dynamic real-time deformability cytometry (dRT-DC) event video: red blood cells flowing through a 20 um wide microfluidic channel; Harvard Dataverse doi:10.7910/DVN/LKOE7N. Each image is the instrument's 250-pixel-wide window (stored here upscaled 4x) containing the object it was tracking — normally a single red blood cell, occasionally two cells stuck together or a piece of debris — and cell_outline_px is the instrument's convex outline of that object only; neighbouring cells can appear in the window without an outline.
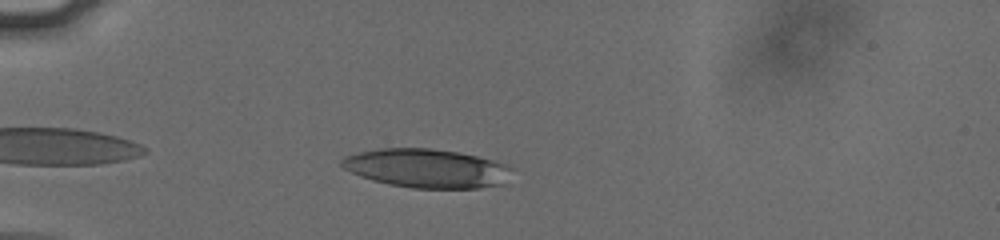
{"species": "human", "species_latin": "Homo sapiens", "temperature_condition": "cold", "stored_images_in_passage": 36, "camera_frame_rate_fps": 3000, "um_per_image_px": 0.085, "donor": {"sex": "male"}, "frame": {"image": 1, "passage_image": 4, "time_ms": 1.0, "image_size_px": [1000, 240], "cell_outline_px": [[516, 168], [504, 184], [480, 188], [412, 188], [388, 184], [372, 180], [360, 176], [344, 168], [340, 164], [340, 160], [344, 156], [360, 152], [380, 148], [432, 148], [460, 152], [508, 164]], "centroid_in_image_um": [36.32, 14.31], "position_along_channel_um": 48.7, "area_um2": 38.9}}
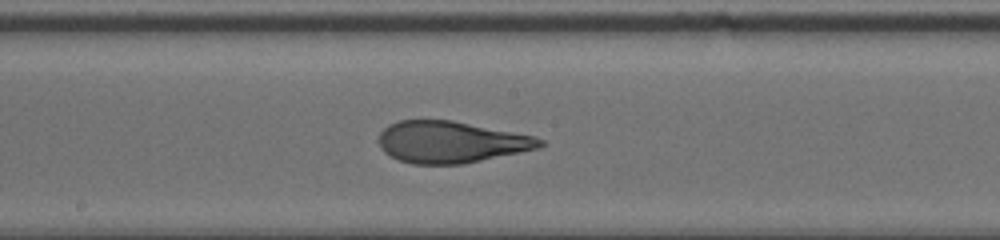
{"frame": {"image": 2, "passage_image": 19, "time_ms": 6.0, "image_size_px": [1000, 240], "cell_outline_px": [[544, 144], [540, 148], [464, 164], [412, 164], [400, 160], [384, 152], [380, 148], [380, 132], [388, 124], [400, 120], [452, 120], [532, 136], [544, 140]], "centroid_in_image_um": [38.32, 12.08], "position_along_channel_um": 209.9, "area_um2": 38.9}}
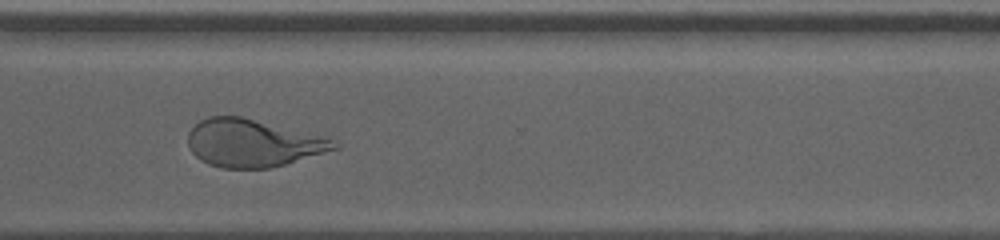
{"frame": {"image": 3, "passage_image": 30, "time_ms": 9.667, "image_size_px": [1000, 240], "cell_outline_px": [[340, 148], [284, 164], [268, 168], [224, 168], [208, 164], [200, 160], [192, 152], [188, 144], [188, 132], [200, 120], [208, 116], [240, 116], [332, 140], [340, 144]], "centroid_in_image_um": [21.41, 12.17], "position_along_channel_um": 349.2, "area_um2": 39.71}, "authors_computed_cell_mechanics": {"area_um2": 39.6797, "velocity_mm_per_s": 3.8136, "shape_relaxation_time_tau1_ms": 4.2433, "shape_relaxation_time_tau2_ms": 1.3081, "deformation_change_tau1": 0.2308, "deformation_change_tau2": 0.0986}}